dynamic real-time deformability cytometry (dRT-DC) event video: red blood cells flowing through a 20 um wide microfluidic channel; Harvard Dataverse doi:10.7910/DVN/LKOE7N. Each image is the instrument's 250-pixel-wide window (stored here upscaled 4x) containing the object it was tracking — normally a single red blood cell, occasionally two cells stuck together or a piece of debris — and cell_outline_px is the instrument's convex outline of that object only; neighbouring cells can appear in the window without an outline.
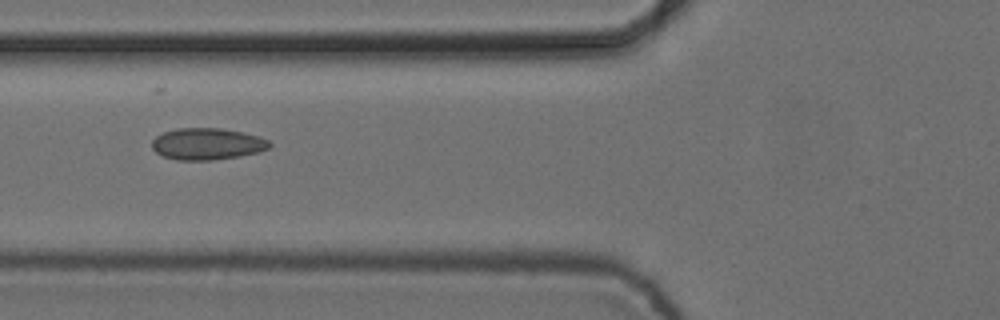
{"species": "common noctule bat (a hibernating species)", "species_latin": "Nyctalus noctula", "temperature_condition": "cold", "stored_images_in_passage": 8, "camera_frame_rate_fps": 3000, "um_per_image_px": 0.085, "animal": {"sex": "female", "body_mass_g": 24.6, "forearm_length_mm": 56.2}, "frame": {"image": 1, "passage_image": 5, "time_ms": 1.333, "image_size_px": [1000, 320], "cell_outline_px": [[272, 144], [268, 148], [260, 152], [240, 156], [212, 160], [176, 160], [164, 156], [156, 152], [152, 148], [152, 140], [156, 136], [164, 132], [176, 128], [220, 128], [240, 132], [256, 136], [268, 140]], "centroid_in_image_um": [17.59, 12.24], "position_along_channel_um": 108.2, "area_um2": 21.62}}
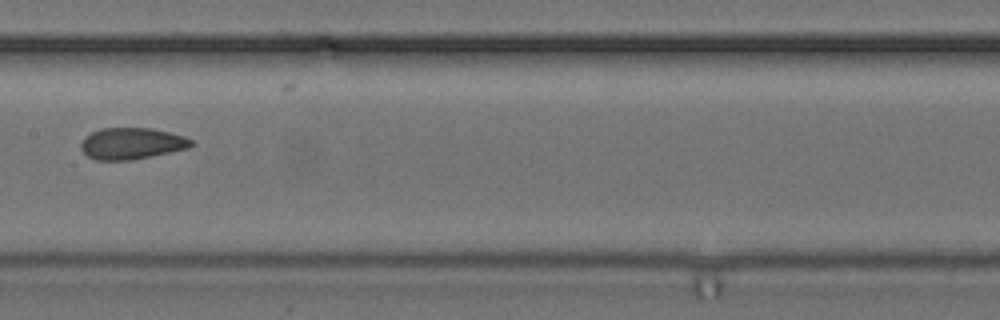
{"frame": {"image": 2, "passage_image": 7, "time_ms": 2.0, "image_size_px": [1000, 320], "cell_outline_px": [[192, 144], [188, 148], [152, 156], [132, 160], [96, 160], [88, 156], [80, 148], [80, 144], [92, 132], [100, 128], [152, 128], [184, 136], [192, 140]], "centroid_in_image_um": [11.19, 12.2], "position_along_channel_um": 196.2, "area_um2": 20.06}}
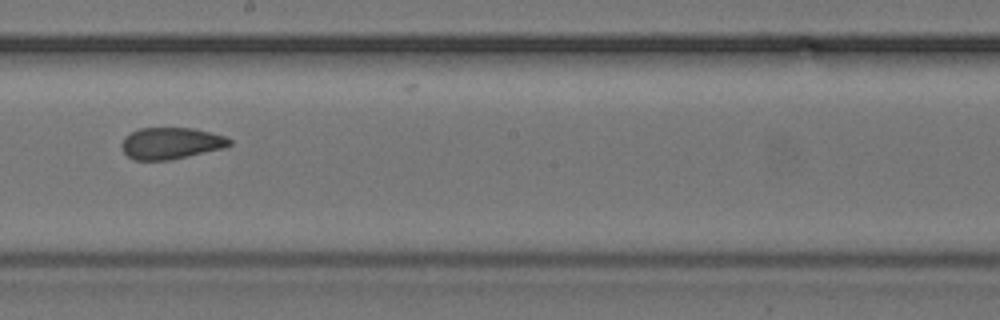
{"frame": {"image": 3, "passage_image": 8, "time_ms": 2.333, "image_size_px": [1000, 320], "cell_outline_px": [[232, 144], [224, 148], [172, 160], [132, 160], [124, 152], [120, 144], [124, 136], [140, 128], [192, 128], [224, 136], [232, 140]], "centroid_in_image_um": [14.51, 12.19], "position_along_channel_um": 233.7, "area_um2": 19.94}}